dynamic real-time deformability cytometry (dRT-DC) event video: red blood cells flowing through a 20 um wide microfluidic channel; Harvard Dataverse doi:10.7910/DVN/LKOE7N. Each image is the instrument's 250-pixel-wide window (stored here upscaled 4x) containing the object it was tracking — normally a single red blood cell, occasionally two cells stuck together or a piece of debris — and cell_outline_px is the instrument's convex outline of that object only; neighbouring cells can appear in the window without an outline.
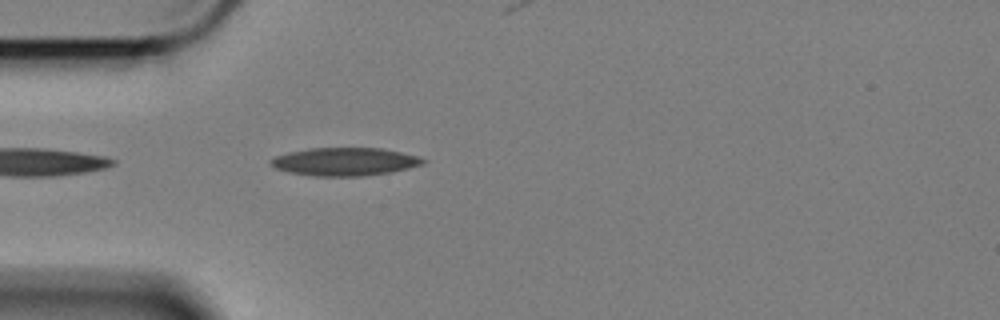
{"species": "Egyptian fruit bat (a non-hibernating species)", "species_latin": "Rousettus aegyptiacus", "temperature_condition": "cold", "stored_images_in_passage": 44, "camera_frame_rate_fps": 3000, "um_per_image_px": 0.085, "animal": {"sex": "female"}, "frame": {"image": 1, "passage_image": 1, "time_ms": 0.0, "image_size_px": [1000, 320], "cell_outline_px": [[428, 160], [424, 164], [392, 172], [360, 176], [312, 176], [288, 172], [276, 168], [268, 160], [276, 156], [288, 152], [308, 148], [380, 148], [400, 152], [416, 156]], "centroid_in_image_um": [29.3, 13.74], "position_along_channel_um": 55.7, "area_um2": 24.85}}
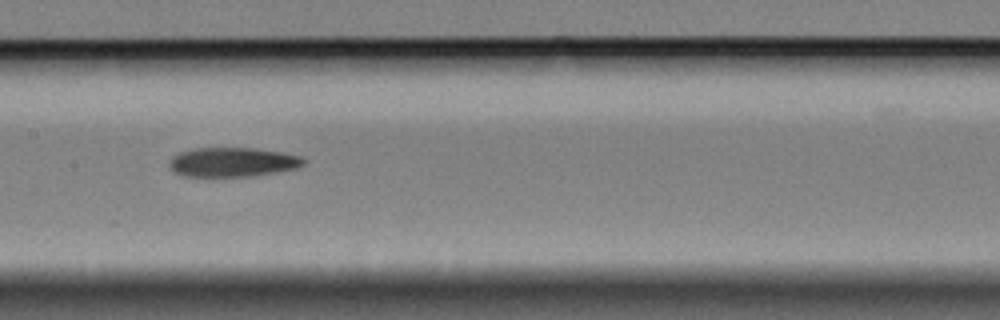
{"frame": {"image": 2, "passage_image": 13, "time_ms": 4.0, "image_size_px": [1000, 320], "cell_outline_px": [[308, 160], [304, 164], [296, 168], [276, 172], [252, 176], [184, 176], [176, 172], [168, 164], [172, 156], [180, 152], [192, 148], [256, 148], [280, 152], [300, 156]], "centroid_in_image_um": [19.78, 13.77], "position_along_channel_um": 187.6, "area_um2": 22.89}}
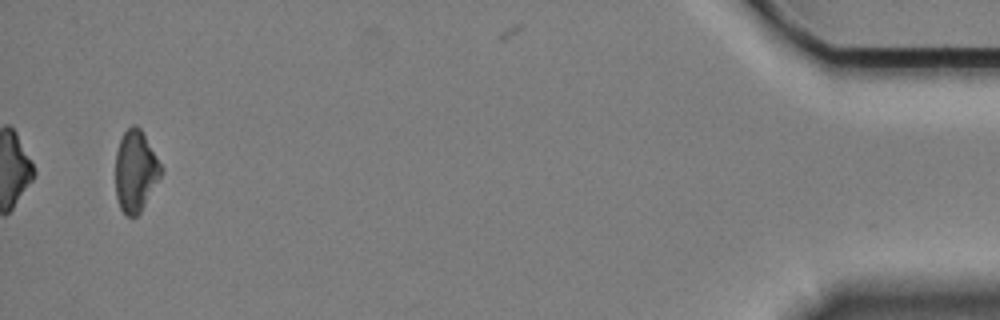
{"frame": {"image": 3, "passage_image": 41, "time_ms": 13.333, "image_size_px": [1000, 320], "cell_outline_px": [[164, 172], [140, 212], [136, 216], [124, 216], [120, 208], [116, 196], [116, 152], [120, 140], [124, 132], [132, 124], [136, 124], [140, 128], [164, 168]], "centroid_in_image_um": [11.54, 14.55], "position_along_channel_um": 423.7, "area_um2": 21.73}}